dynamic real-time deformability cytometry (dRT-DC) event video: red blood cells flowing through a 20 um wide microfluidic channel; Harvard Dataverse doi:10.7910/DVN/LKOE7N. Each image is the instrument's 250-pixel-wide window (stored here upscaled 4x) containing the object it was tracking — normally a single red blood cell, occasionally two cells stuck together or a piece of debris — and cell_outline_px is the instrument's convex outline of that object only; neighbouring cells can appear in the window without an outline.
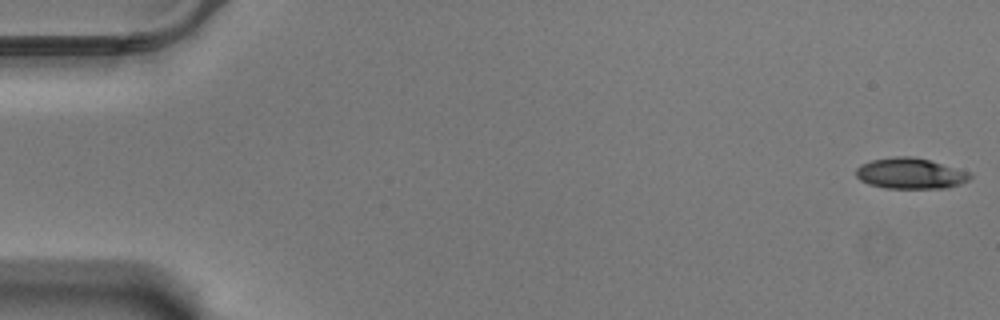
{"species": "Egyptian fruit bat (a non-hibernating species)", "species_latin": "Rousettus aegyptiacus", "temperature_condition": "warm", "stored_images_in_passage": 58, "camera_frame_rate_fps": 3000, "um_per_image_px": 0.085, "animal": {"sex": "male"}, "frame": {"image": 1, "passage_image": 1, "time_ms": 0.0, "image_size_px": [1000, 320], "cell_outline_px": [[972, 176], [968, 180], [960, 184], [948, 188], [884, 188], [868, 184], [860, 180], [856, 176], [856, 168], [860, 164], [872, 160], [892, 156], [912, 156], [928, 160], [972, 172]], "centroid_in_image_um": [77.37, 14.74], "position_along_channel_um": 7.6, "area_um2": 20.63}}
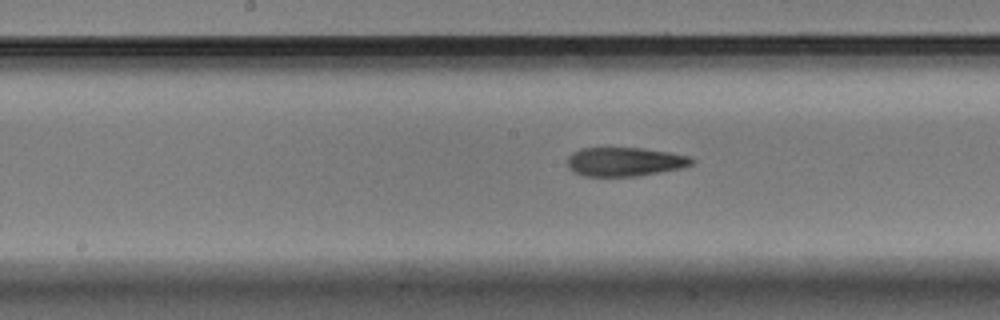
{"frame": {"image": 2, "passage_image": 30, "time_ms": 9.667, "image_size_px": [1000, 320], "cell_outline_px": [[696, 160], [692, 164], [680, 168], [660, 172], [636, 176], [584, 176], [568, 168], [568, 156], [572, 152], [580, 148], [640, 148], [668, 152], [688, 156]], "centroid_in_image_um": [53.09, 13.74], "position_along_channel_um": 195.1, "area_um2": 20.81}}
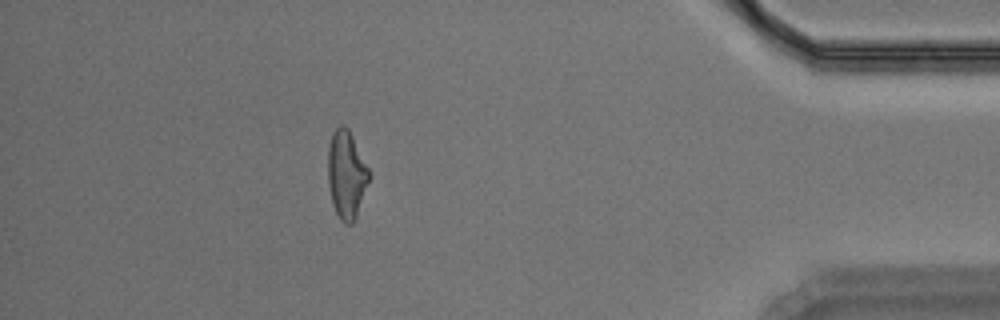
{"frame": {"image": 3, "passage_image": 52, "time_ms": 17.0, "image_size_px": [1000, 320], "cell_outline_px": [[368, 180], [356, 216], [352, 224], [344, 224], [340, 220], [332, 204], [328, 184], [328, 148], [332, 132], [340, 124], [344, 124], [348, 128], [368, 168]], "centroid_in_image_um": [29.4, 14.82], "position_along_channel_um": 405.8, "area_um2": 20.69}, "authors_computed_cell_mechanics": {"area_um2": 21.0681, "velocity_mm_per_s": 3.4816, "shape_relaxation_time_tau1_ms": null, "shape_relaxation_time_tau2_ms": 3.9342, "deformation_change_tau1": null, "deformation_change_tau2": 0.1356}}